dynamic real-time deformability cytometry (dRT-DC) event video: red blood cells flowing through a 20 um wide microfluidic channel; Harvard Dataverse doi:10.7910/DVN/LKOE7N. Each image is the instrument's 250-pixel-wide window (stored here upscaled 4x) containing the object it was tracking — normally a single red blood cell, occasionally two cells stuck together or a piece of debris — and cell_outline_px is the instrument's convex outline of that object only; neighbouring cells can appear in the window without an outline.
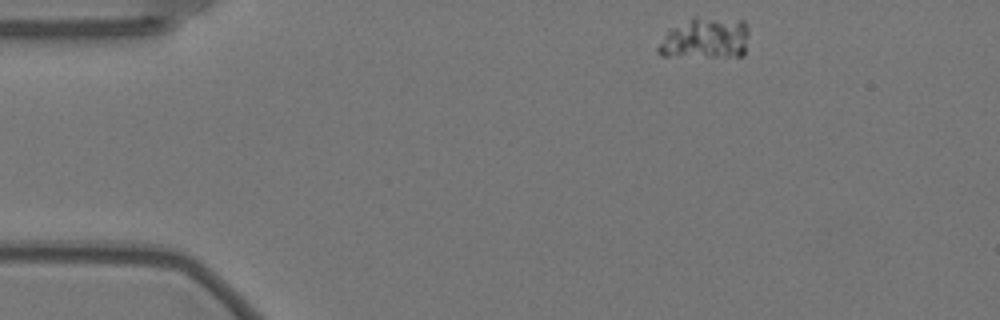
{"species": "Egyptian fruit bat (a non-hibernating species)", "species_latin": "Rousettus aegyptiacus", "temperature_condition": "warm", "stored_images_in_passage": 51, "camera_frame_rate_fps": 3000, "um_per_image_px": 0.085, "animal": {"sex": "female"}, "frame": {"image": 1, "passage_image": 1, "time_ms": 0.0, "image_size_px": [1000, 320], "cell_outline_px": [[748, 32], [744, 56], [660, 56], [656, 52], [656, 48], [668, 28], [692, 16], [696, 16], [744, 20], [748, 28]], "centroid_in_image_um": [59.91, 3.23], "position_along_channel_um": 25.1, "area_um2": 22.31}}
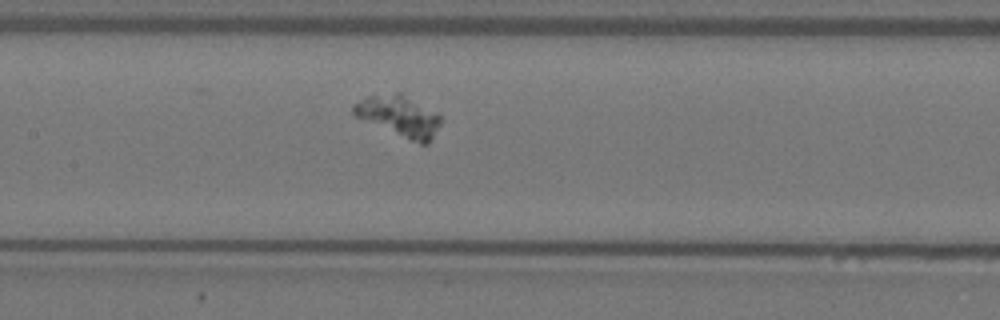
{"frame": {"image": 2, "passage_image": 20, "time_ms": 6.333, "image_size_px": [1000, 320], "cell_outline_px": [[440, 124], [428, 144], [420, 144], [356, 116], [352, 112], [352, 104], [368, 96], [396, 92], [400, 92], [436, 112], [440, 116]], "centroid_in_image_um": [33.93, 9.84], "position_along_channel_um": 173.5, "area_um2": 20.29}}
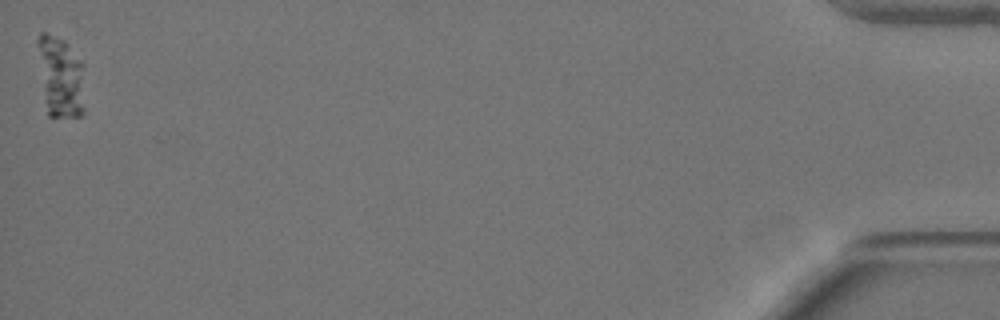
{"frame": {"image": 3, "passage_image": 51, "time_ms": 16.667, "image_size_px": [1000, 320], "cell_outline_px": [[84, 112], [80, 116], [48, 116], [36, 44], [36, 40], [40, 32], [44, 32], [64, 40], [68, 44], [84, 64]], "centroid_in_image_um": [5.17, 6.5], "position_along_channel_um": 430.0, "area_um2": 22.43}}